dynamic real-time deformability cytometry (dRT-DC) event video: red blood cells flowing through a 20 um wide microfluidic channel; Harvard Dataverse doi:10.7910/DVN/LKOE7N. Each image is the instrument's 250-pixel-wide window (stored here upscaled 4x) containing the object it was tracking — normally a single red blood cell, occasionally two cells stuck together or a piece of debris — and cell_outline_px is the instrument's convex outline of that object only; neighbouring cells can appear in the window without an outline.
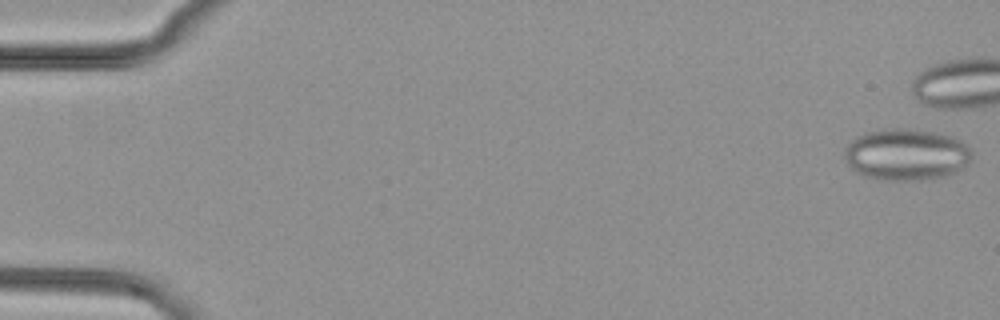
{"species": "common noctule bat (a hibernating species)", "species_latin": "Nyctalus noctula", "temperature_condition": "cold", "stored_images_in_passage": 41, "camera_frame_rate_fps": 3000, "um_per_image_px": 0.085, "animal": {"sex": "female", "body_mass_g": 29.2, "forearm_length_mm": 56.3}, "frame": {"image": 1, "passage_image": 1, "time_ms": 0.0, "image_size_px": [1000, 320], "cell_outline_px": [[972, 156], [968, 164], [964, 168], [956, 172], [944, 176], [928, 180], [880, 180], [864, 176], [856, 172], [848, 164], [844, 156], [844, 148], [856, 136], [864, 132], [892, 128], [912, 128], [932, 132], [948, 136], [960, 140], [972, 148]], "centroid_in_image_um": [77.04, 13.14], "position_along_channel_um": 8.0, "area_um2": 38.73}}
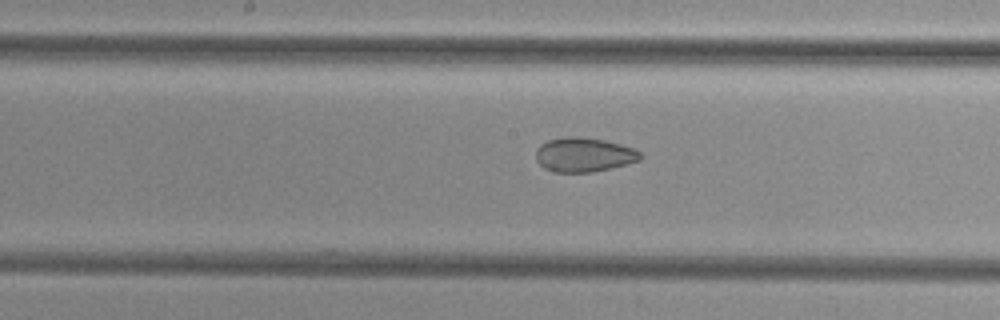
{"frame": {"image": 2, "passage_image": 27, "time_ms": 8.667, "image_size_px": [1000, 320], "cell_outline_px": [[644, 156], [640, 160], [612, 168], [592, 172], [552, 172], [544, 168], [536, 160], [536, 152], [540, 144], [548, 140], [568, 136], [572, 136], [604, 140], [636, 148]], "centroid_in_image_um": [49.65, 13.16], "position_along_channel_um": 198.5, "area_um2": 20.98}}
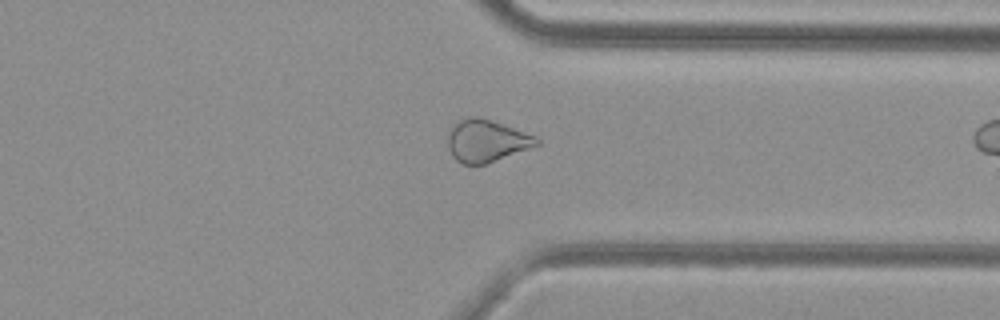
{"frame": {"image": 3, "passage_image": 40, "time_ms": 13.0, "image_size_px": [1000, 320], "cell_outline_px": [[540, 144], [484, 164], [464, 164], [456, 160], [452, 156], [448, 148], [448, 136], [452, 124], [456, 120], [464, 116], [476, 116], [536, 136], [540, 140]], "centroid_in_image_um": [41.29, 11.95], "position_along_channel_um": 370.1, "area_um2": 21.56}}